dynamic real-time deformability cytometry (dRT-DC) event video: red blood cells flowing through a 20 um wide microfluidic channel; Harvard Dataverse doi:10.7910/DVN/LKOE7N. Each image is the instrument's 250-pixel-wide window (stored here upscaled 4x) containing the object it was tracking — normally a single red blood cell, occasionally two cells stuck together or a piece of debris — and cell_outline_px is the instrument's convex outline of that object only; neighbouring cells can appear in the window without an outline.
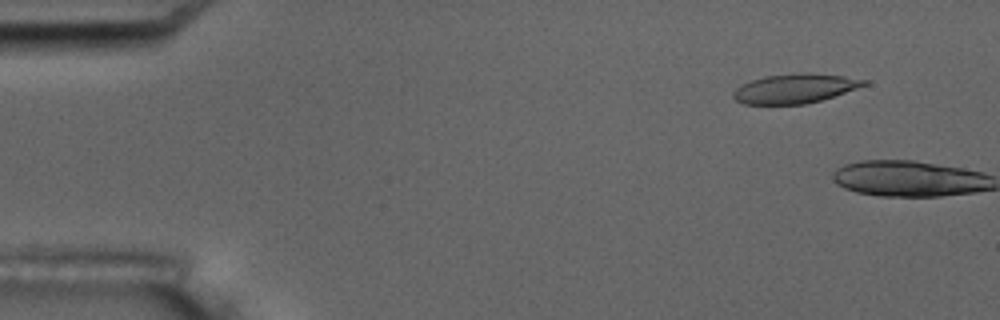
{"species": "common noctule bat (a hibernating species)", "species_latin": "Nyctalus noctula", "temperature_condition": "room temperature", "stored_images_in_passage": 3, "camera_frame_rate_fps": 3000, "um_per_image_px": 0.085, "animal": {"sex": "male", "body_mass_g": 17.5, "forearm_length_mm": 52.3}, "frame": {"image": 1, "passage_image": 2, "time_ms": 1.333, "image_size_px": [1000, 320], "cell_outline_px": [[868, 84], [820, 100], [804, 104], [744, 104], [736, 100], [732, 96], [732, 92], [736, 88], [752, 80], [764, 76], [808, 72], [844, 76], [868, 80]], "centroid_in_image_um": [67.55, 7.51], "position_along_channel_um": 17.5, "area_um2": 22.14}}